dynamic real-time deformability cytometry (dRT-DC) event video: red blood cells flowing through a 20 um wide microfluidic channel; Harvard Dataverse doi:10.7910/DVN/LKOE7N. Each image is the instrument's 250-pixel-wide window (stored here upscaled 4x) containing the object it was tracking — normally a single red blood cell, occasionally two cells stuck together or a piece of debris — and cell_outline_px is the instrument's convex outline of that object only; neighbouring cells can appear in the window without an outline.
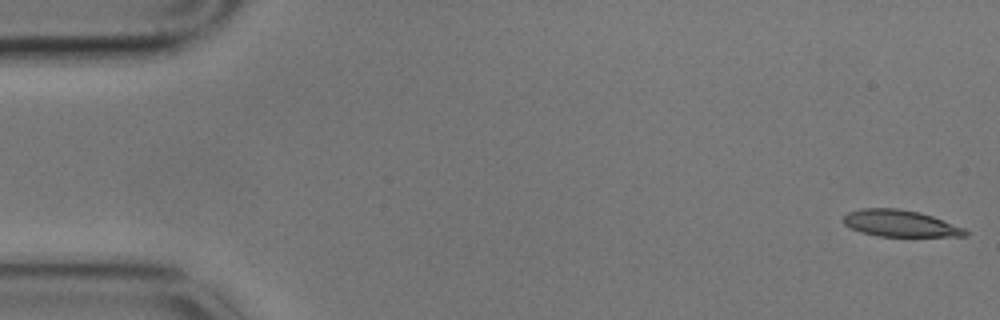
{"species": "common noctule bat (a hibernating species)", "species_latin": "Nyctalus noctula", "temperature_condition": "cold", "stored_images_in_passage": 44, "camera_frame_rate_fps": 3000, "um_per_image_px": 0.085, "animal": {"sex": "male", "body_mass_g": 17.9}, "frame": {"image": 1, "passage_image": 1, "time_ms": 0.0, "image_size_px": [1000, 320], "cell_outline_px": [[968, 236], [876, 236], [860, 232], [844, 224], [840, 220], [848, 212], [860, 208], [896, 208], [920, 212], [932, 216], [964, 228], [968, 232]], "centroid_in_image_um": [76.47, 18.98], "position_along_channel_um": 8.5, "area_um2": 18.96}}
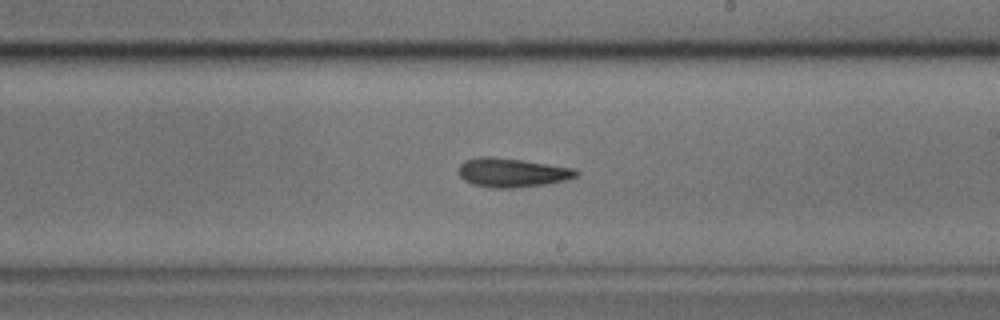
{"frame": {"image": 2, "passage_image": 33, "time_ms": 10.667, "image_size_px": [1000, 320], "cell_outline_px": [[580, 172], [576, 176], [568, 180], [544, 184], [512, 188], [488, 188], [472, 184], [464, 180], [456, 172], [460, 164], [464, 160], [480, 156], [488, 156], [524, 160], [576, 168]], "centroid_in_image_um": [43.51, 14.66], "position_along_channel_um": 245.5, "area_um2": 20.23}}
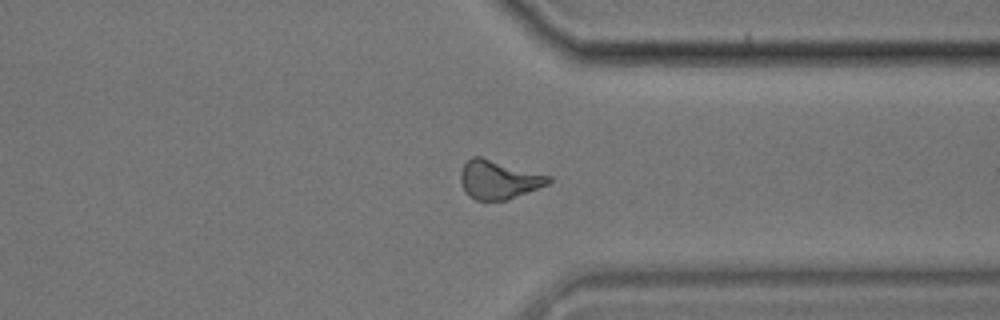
{"frame": {"image": 3, "passage_image": 44, "time_ms": 14.333, "image_size_px": [1000, 320], "cell_outline_px": [[552, 180], [548, 184], [508, 200], [476, 200], [468, 196], [460, 180], [460, 172], [464, 164], [472, 156], [480, 156], [552, 176]], "centroid_in_image_um": [42.39, 15.27], "position_along_channel_um": 369.0, "area_um2": 19.83}, "authors_computed_cell_mechanics": {"area_um2": 19.8543, "velocity_mm_per_s": 3.4085, "shape_relaxation_time_tau1_ms": 3.3871, "shape_relaxation_time_tau2_ms": null, "deformation_change_tau1": 0.1248, "deformation_change_tau2": null}}